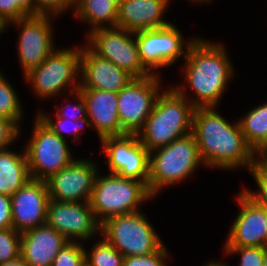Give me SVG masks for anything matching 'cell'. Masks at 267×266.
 I'll list each match as a JSON object with an SVG mask.
<instances>
[{
  "instance_id": "45",
  "label": "cell",
  "mask_w": 267,
  "mask_h": 266,
  "mask_svg": "<svg viewBox=\"0 0 267 266\" xmlns=\"http://www.w3.org/2000/svg\"><path fill=\"white\" fill-rule=\"evenodd\" d=\"M212 1H214V0H207V4H211L212 3Z\"/></svg>"
},
{
  "instance_id": "33",
  "label": "cell",
  "mask_w": 267,
  "mask_h": 266,
  "mask_svg": "<svg viewBox=\"0 0 267 266\" xmlns=\"http://www.w3.org/2000/svg\"><path fill=\"white\" fill-rule=\"evenodd\" d=\"M69 96H73L72 98L75 99L77 102L74 104L71 102L72 100H65L66 101V107L62 106L64 104L61 103V106L58 104L56 105L57 110L56 114L61 118H67L71 120H81L87 117V111H86V103L85 100L79 90H76L74 92H71L68 94ZM68 102V103H67Z\"/></svg>"
},
{
  "instance_id": "11",
  "label": "cell",
  "mask_w": 267,
  "mask_h": 266,
  "mask_svg": "<svg viewBox=\"0 0 267 266\" xmlns=\"http://www.w3.org/2000/svg\"><path fill=\"white\" fill-rule=\"evenodd\" d=\"M52 15L29 16L13 21L3 28V33L10 26L18 31L17 54L23 76L38 67L56 48L53 32ZM55 42V43H54Z\"/></svg>"
},
{
  "instance_id": "39",
  "label": "cell",
  "mask_w": 267,
  "mask_h": 266,
  "mask_svg": "<svg viewBox=\"0 0 267 266\" xmlns=\"http://www.w3.org/2000/svg\"><path fill=\"white\" fill-rule=\"evenodd\" d=\"M0 266H28L21 257L16 260L1 263Z\"/></svg>"
},
{
  "instance_id": "34",
  "label": "cell",
  "mask_w": 267,
  "mask_h": 266,
  "mask_svg": "<svg viewBox=\"0 0 267 266\" xmlns=\"http://www.w3.org/2000/svg\"><path fill=\"white\" fill-rule=\"evenodd\" d=\"M72 9L73 0H34V16L52 15L60 18Z\"/></svg>"
},
{
  "instance_id": "14",
  "label": "cell",
  "mask_w": 267,
  "mask_h": 266,
  "mask_svg": "<svg viewBox=\"0 0 267 266\" xmlns=\"http://www.w3.org/2000/svg\"><path fill=\"white\" fill-rule=\"evenodd\" d=\"M97 161L75 158L68 166L45 180L50 200L58 202H89L94 179L99 169Z\"/></svg>"
},
{
  "instance_id": "31",
  "label": "cell",
  "mask_w": 267,
  "mask_h": 266,
  "mask_svg": "<svg viewBox=\"0 0 267 266\" xmlns=\"http://www.w3.org/2000/svg\"><path fill=\"white\" fill-rule=\"evenodd\" d=\"M20 236L14 228L0 229V264L20 257Z\"/></svg>"
},
{
  "instance_id": "7",
  "label": "cell",
  "mask_w": 267,
  "mask_h": 266,
  "mask_svg": "<svg viewBox=\"0 0 267 266\" xmlns=\"http://www.w3.org/2000/svg\"><path fill=\"white\" fill-rule=\"evenodd\" d=\"M100 235L124 257L149 255L164 244L143 211L106 220L100 226Z\"/></svg>"
},
{
  "instance_id": "20",
  "label": "cell",
  "mask_w": 267,
  "mask_h": 266,
  "mask_svg": "<svg viewBox=\"0 0 267 266\" xmlns=\"http://www.w3.org/2000/svg\"><path fill=\"white\" fill-rule=\"evenodd\" d=\"M86 103L87 118L97 137L123 136L117 109V93L97 89H78Z\"/></svg>"
},
{
  "instance_id": "21",
  "label": "cell",
  "mask_w": 267,
  "mask_h": 266,
  "mask_svg": "<svg viewBox=\"0 0 267 266\" xmlns=\"http://www.w3.org/2000/svg\"><path fill=\"white\" fill-rule=\"evenodd\" d=\"M65 237L54 228L42 225L21 233L20 257L28 266H52Z\"/></svg>"
},
{
  "instance_id": "28",
  "label": "cell",
  "mask_w": 267,
  "mask_h": 266,
  "mask_svg": "<svg viewBox=\"0 0 267 266\" xmlns=\"http://www.w3.org/2000/svg\"><path fill=\"white\" fill-rule=\"evenodd\" d=\"M248 172L253 176L258 188L252 191L243 186L242 189L257 204L267 209V160L259 156Z\"/></svg>"
},
{
  "instance_id": "24",
  "label": "cell",
  "mask_w": 267,
  "mask_h": 266,
  "mask_svg": "<svg viewBox=\"0 0 267 266\" xmlns=\"http://www.w3.org/2000/svg\"><path fill=\"white\" fill-rule=\"evenodd\" d=\"M238 122L247 144L258 156H264L267 153V101L251 107Z\"/></svg>"
},
{
  "instance_id": "12",
  "label": "cell",
  "mask_w": 267,
  "mask_h": 266,
  "mask_svg": "<svg viewBox=\"0 0 267 266\" xmlns=\"http://www.w3.org/2000/svg\"><path fill=\"white\" fill-rule=\"evenodd\" d=\"M161 79L155 74L134 78L117 93L118 117L126 134H136L143 127L158 95L165 88Z\"/></svg>"
},
{
  "instance_id": "13",
  "label": "cell",
  "mask_w": 267,
  "mask_h": 266,
  "mask_svg": "<svg viewBox=\"0 0 267 266\" xmlns=\"http://www.w3.org/2000/svg\"><path fill=\"white\" fill-rule=\"evenodd\" d=\"M99 143L109 173L137 180L148 188L150 152L136 134L104 137Z\"/></svg>"
},
{
  "instance_id": "6",
  "label": "cell",
  "mask_w": 267,
  "mask_h": 266,
  "mask_svg": "<svg viewBox=\"0 0 267 266\" xmlns=\"http://www.w3.org/2000/svg\"><path fill=\"white\" fill-rule=\"evenodd\" d=\"M31 93L43 100L56 98L66 91L74 92L80 87V45L70 48L57 47L38 66L24 75Z\"/></svg>"
},
{
  "instance_id": "19",
  "label": "cell",
  "mask_w": 267,
  "mask_h": 266,
  "mask_svg": "<svg viewBox=\"0 0 267 266\" xmlns=\"http://www.w3.org/2000/svg\"><path fill=\"white\" fill-rule=\"evenodd\" d=\"M173 0H123L117 9L116 27L129 32L162 28L172 22L164 19Z\"/></svg>"
},
{
  "instance_id": "18",
  "label": "cell",
  "mask_w": 267,
  "mask_h": 266,
  "mask_svg": "<svg viewBox=\"0 0 267 266\" xmlns=\"http://www.w3.org/2000/svg\"><path fill=\"white\" fill-rule=\"evenodd\" d=\"M132 79L110 60L94 54L85 44L80 45V87L79 89L108 90L118 93Z\"/></svg>"
},
{
  "instance_id": "43",
  "label": "cell",
  "mask_w": 267,
  "mask_h": 266,
  "mask_svg": "<svg viewBox=\"0 0 267 266\" xmlns=\"http://www.w3.org/2000/svg\"><path fill=\"white\" fill-rule=\"evenodd\" d=\"M2 34H4L3 33V28L0 26V38H1Z\"/></svg>"
},
{
  "instance_id": "44",
  "label": "cell",
  "mask_w": 267,
  "mask_h": 266,
  "mask_svg": "<svg viewBox=\"0 0 267 266\" xmlns=\"http://www.w3.org/2000/svg\"><path fill=\"white\" fill-rule=\"evenodd\" d=\"M264 266H267V251H266V258H265V261H264Z\"/></svg>"
},
{
  "instance_id": "8",
  "label": "cell",
  "mask_w": 267,
  "mask_h": 266,
  "mask_svg": "<svg viewBox=\"0 0 267 266\" xmlns=\"http://www.w3.org/2000/svg\"><path fill=\"white\" fill-rule=\"evenodd\" d=\"M33 119L32 134L24 143V151L30 178L45 181L76 157L72 156L67 140L54 133L36 115Z\"/></svg>"
},
{
  "instance_id": "1",
  "label": "cell",
  "mask_w": 267,
  "mask_h": 266,
  "mask_svg": "<svg viewBox=\"0 0 267 266\" xmlns=\"http://www.w3.org/2000/svg\"><path fill=\"white\" fill-rule=\"evenodd\" d=\"M215 42L198 36L190 45L180 71L184 85H172L195 108L218 107L228 83L234 78L235 67L228 48L220 41Z\"/></svg>"
},
{
  "instance_id": "10",
  "label": "cell",
  "mask_w": 267,
  "mask_h": 266,
  "mask_svg": "<svg viewBox=\"0 0 267 266\" xmlns=\"http://www.w3.org/2000/svg\"><path fill=\"white\" fill-rule=\"evenodd\" d=\"M84 40L94 54L110 60L133 78L152 75L140 60L135 33L119 27L99 28L85 35Z\"/></svg>"
},
{
  "instance_id": "16",
  "label": "cell",
  "mask_w": 267,
  "mask_h": 266,
  "mask_svg": "<svg viewBox=\"0 0 267 266\" xmlns=\"http://www.w3.org/2000/svg\"><path fill=\"white\" fill-rule=\"evenodd\" d=\"M238 213L230 225L223 247H267L266 209L241 188L236 197Z\"/></svg>"
},
{
  "instance_id": "40",
  "label": "cell",
  "mask_w": 267,
  "mask_h": 266,
  "mask_svg": "<svg viewBox=\"0 0 267 266\" xmlns=\"http://www.w3.org/2000/svg\"><path fill=\"white\" fill-rule=\"evenodd\" d=\"M201 266H231L229 265L227 262H222V261H217V260H210L207 261V263H205L204 265H201Z\"/></svg>"
},
{
  "instance_id": "26",
  "label": "cell",
  "mask_w": 267,
  "mask_h": 266,
  "mask_svg": "<svg viewBox=\"0 0 267 266\" xmlns=\"http://www.w3.org/2000/svg\"><path fill=\"white\" fill-rule=\"evenodd\" d=\"M0 70V117L14 121L21 127L24 109L16 88Z\"/></svg>"
},
{
  "instance_id": "17",
  "label": "cell",
  "mask_w": 267,
  "mask_h": 266,
  "mask_svg": "<svg viewBox=\"0 0 267 266\" xmlns=\"http://www.w3.org/2000/svg\"><path fill=\"white\" fill-rule=\"evenodd\" d=\"M49 201L46 182L30 178L11 196L13 228L23 233L45 225Z\"/></svg>"
},
{
  "instance_id": "2",
  "label": "cell",
  "mask_w": 267,
  "mask_h": 266,
  "mask_svg": "<svg viewBox=\"0 0 267 266\" xmlns=\"http://www.w3.org/2000/svg\"><path fill=\"white\" fill-rule=\"evenodd\" d=\"M218 107H196L192 134L200 156L209 170L249 169L259 157L247 144L238 120L228 121Z\"/></svg>"
},
{
  "instance_id": "27",
  "label": "cell",
  "mask_w": 267,
  "mask_h": 266,
  "mask_svg": "<svg viewBox=\"0 0 267 266\" xmlns=\"http://www.w3.org/2000/svg\"><path fill=\"white\" fill-rule=\"evenodd\" d=\"M99 236V240L96 237L89 251L85 247V264L87 266H123L124 256L101 235Z\"/></svg>"
},
{
  "instance_id": "35",
  "label": "cell",
  "mask_w": 267,
  "mask_h": 266,
  "mask_svg": "<svg viewBox=\"0 0 267 266\" xmlns=\"http://www.w3.org/2000/svg\"><path fill=\"white\" fill-rule=\"evenodd\" d=\"M21 130L14 121L0 117V149L10 148L16 144L21 137Z\"/></svg>"
},
{
  "instance_id": "3",
  "label": "cell",
  "mask_w": 267,
  "mask_h": 266,
  "mask_svg": "<svg viewBox=\"0 0 267 266\" xmlns=\"http://www.w3.org/2000/svg\"><path fill=\"white\" fill-rule=\"evenodd\" d=\"M194 109L187 98L172 86H167L158 95L151 114L136 133L139 141L151 152L191 134Z\"/></svg>"
},
{
  "instance_id": "29",
  "label": "cell",
  "mask_w": 267,
  "mask_h": 266,
  "mask_svg": "<svg viewBox=\"0 0 267 266\" xmlns=\"http://www.w3.org/2000/svg\"><path fill=\"white\" fill-rule=\"evenodd\" d=\"M85 245L81 242H66L53 260L52 266H84Z\"/></svg>"
},
{
  "instance_id": "25",
  "label": "cell",
  "mask_w": 267,
  "mask_h": 266,
  "mask_svg": "<svg viewBox=\"0 0 267 266\" xmlns=\"http://www.w3.org/2000/svg\"><path fill=\"white\" fill-rule=\"evenodd\" d=\"M55 118L52 117L47 111H43L39 109L36 113V116L54 133L59 135L61 138L68 140L67 136L73 137V143L76 146L78 140H81L82 131L84 129L90 128L92 129L91 122L86 117L81 120H71L67 118H61L56 113ZM55 120V121H54ZM67 134V136L65 135ZM76 142V144H75Z\"/></svg>"
},
{
  "instance_id": "30",
  "label": "cell",
  "mask_w": 267,
  "mask_h": 266,
  "mask_svg": "<svg viewBox=\"0 0 267 266\" xmlns=\"http://www.w3.org/2000/svg\"><path fill=\"white\" fill-rule=\"evenodd\" d=\"M266 251L267 247H223L225 256L239 255L237 266H264Z\"/></svg>"
},
{
  "instance_id": "5",
  "label": "cell",
  "mask_w": 267,
  "mask_h": 266,
  "mask_svg": "<svg viewBox=\"0 0 267 266\" xmlns=\"http://www.w3.org/2000/svg\"><path fill=\"white\" fill-rule=\"evenodd\" d=\"M152 199L154 200L142 182L108 172L103 175L98 171L89 203L101 225L112 217L141 211L140 205Z\"/></svg>"
},
{
  "instance_id": "9",
  "label": "cell",
  "mask_w": 267,
  "mask_h": 266,
  "mask_svg": "<svg viewBox=\"0 0 267 266\" xmlns=\"http://www.w3.org/2000/svg\"><path fill=\"white\" fill-rule=\"evenodd\" d=\"M139 57L143 65L155 75L159 69L174 66L181 57H187L190 45L198 36L187 38L171 23L162 28L135 32Z\"/></svg>"
},
{
  "instance_id": "37",
  "label": "cell",
  "mask_w": 267,
  "mask_h": 266,
  "mask_svg": "<svg viewBox=\"0 0 267 266\" xmlns=\"http://www.w3.org/2000/svg\"><path fill=\"white\" fill-rule=\"evenodd\" d=\"M13 228L11 197L0 194V229Z\"/></svg>"
},
{
  "instance_id": "23",
  "label": "cell",
  "mask_w": 267,
  "mask_h": 266,
  "mask_svg": "<svg viewBox=\"0 0 267 266\" xmlns=\"http://www.w3.org/2000/svg\"><path fill=\"white\" fill-rule=\"evenodd\" d=\"M118 6L111 0H73L72 16L87 23L89 32L99 28H114L117 22Z\"/></svg>"
},
{
  "instance_id": "42",
  "label": "cell",
  "mask_w": 267,
  "mask_h": 266,
  "mask_svg": "<svg viewBox=\"0 0 267 266\" xmlns=\"http://www.w3.org/2000/svg\"><path fill=\"white\" fill-rule=\"evenodd\" d=\"M111 1L118 6L123 0H111Z\"/></svg>"
},
{
  "instance_id": "38",
  "label": "cell",
  "mask_w": 267,
  "mask_h": 266,
  "mask_svg": "<svg viewBox=\"0 0 267 266\" xmlns=\"http://www.w3.org/2000/svg\"><path fill=\"white\" fill-rule=\"evenodd\" d=\"M17 3L29 16H34V0H13Z\"/></svg>"
},
{
  "instance_id": "32",
  "label": "cell",
  "mask_w": 267,
  "mask_h": 266,
  "mask_svg": "<svg viewBox=\"0 0 267 266\" xmlns=\"http://www.w3.org/2000/svg\"><path fill=\"white\" fill-rule=\"evenodd\" d=\"M163 244L156 252L149 255L124 257L123 266H169L168 262L172 256Z\"/></svg>"
},
{
  "instance_id": "36",
  "label": "cell",
  "mask_w": 267,
  "mask_h": 266,
  "mask_svg": "<svg viewBox=\"0 0 267 266\" xmlns=\"http://www.w3.org/2000/svg\"><path fill=\"white\" fill-rule=\"evenodd\" d=\"M29 17V15L13 0H0V26L4 28L13 21Z\"/></svg>"
},
{
  "instance_id": "22",
  "label": "cell",
  "mask_w": 267,
  "mask_h": 266,
  "mask_svg": "<svg viewBox=\"0 0 267 266\" xmlns=\"http://www.w3.org/2000/svg\"><path fill=\"white\" fill-rule=\"evenodd\" d=\"M0 149V194L11 197L29 179L27 158L22 151Z\"/></svg>"
},
{
  "instance_id": "41",
  "label": "cell",
  "mask_w": 267,
  "mask_h": 266,
  "mask_svg": "<svg viewBox=\"0 0 267 266\" xmlns=\"http://www.w3.org/2000/svg\"><path fill=\"white\" fill-rule=\"evenodd\" d=\"M188 1H190L191 4H196V5L207 4V0H188Z\"/></svg>"
},
{
  "instance_id": "46",
  "label": "cell",
  "mask_w": 267,
  "mask_h": 266,
  "mask_svg": "<svg viewBox=\"0 0 267 266\" xmlns=\"http://www.w3.org/2000/svg\"><path fill=\"white\" fill-rule=\"evenodd\" d=\"M263 157L267 160V153Z\"/></svg>"
},
{
  "instance_id": "4",
  "label": "cell",
  "mask_w": 267,
  "mask_h": 266,
  "mask_svg": "<svg viewBox=\"0 0 267 266\" xmlns=\"http://www.w3.org/2000/svg\"><path fill=\"white\" fill-rule=\"evenodd\" d=\"M205 164L191 133L150 152L148 190L155 199L164 188L183 183Z\"/></svg>"
},
{
  "instance_id": "15",
  "label": "cell",
  "mask_w": 267,
  "mask_h": 266,
  "mask_svg": "<svg viewBox=\"0 0 267 266\" xmlns=\"http://www.w3.org/2000/svg\"><path fill=\"white\" fill-rule=\"evenodd\" d=\"M70 242H87L100 234L89 202H58L50 200L47 206L46 223Z\"/></svg>"
}]
</instances>
